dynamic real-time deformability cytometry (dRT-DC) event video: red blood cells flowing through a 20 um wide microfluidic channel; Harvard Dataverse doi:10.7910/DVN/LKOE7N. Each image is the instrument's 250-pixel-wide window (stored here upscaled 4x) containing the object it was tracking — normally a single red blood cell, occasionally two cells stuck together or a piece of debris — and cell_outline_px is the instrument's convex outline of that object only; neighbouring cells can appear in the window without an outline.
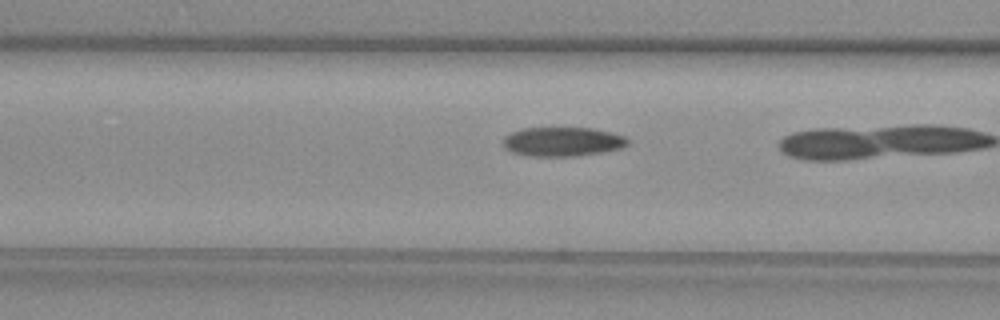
{"species": "common noctule bat (a hibernating species)", "species_latin": "Nyctalus noctula", "temperature_condition": "warm", "stored_images_in_passage": 10, "camera_frame_rate_fps": 3000, "um_per_image_px": 0.085, "animal": {"sex": "female", "body_mass_g": 29.2, "forearm_length_mm": 56.3}, "frame": {"image": 1, "passage_image": 9, "time_ms": 2.667, "image_size_px": [1000, 320], "cell_outline_px": [[628, 144], [620, 148], [600, 152], [576, 156], [532, 156], [512, 152], [504, 148], [504, 136], [512, 132], [524, 128], [592, 128], [624, 136], [628, 140]], "centroid_in_image_um": [47.78, 12.04], "position_along_channel_um": 118.8, "area_um2": 20.92}}